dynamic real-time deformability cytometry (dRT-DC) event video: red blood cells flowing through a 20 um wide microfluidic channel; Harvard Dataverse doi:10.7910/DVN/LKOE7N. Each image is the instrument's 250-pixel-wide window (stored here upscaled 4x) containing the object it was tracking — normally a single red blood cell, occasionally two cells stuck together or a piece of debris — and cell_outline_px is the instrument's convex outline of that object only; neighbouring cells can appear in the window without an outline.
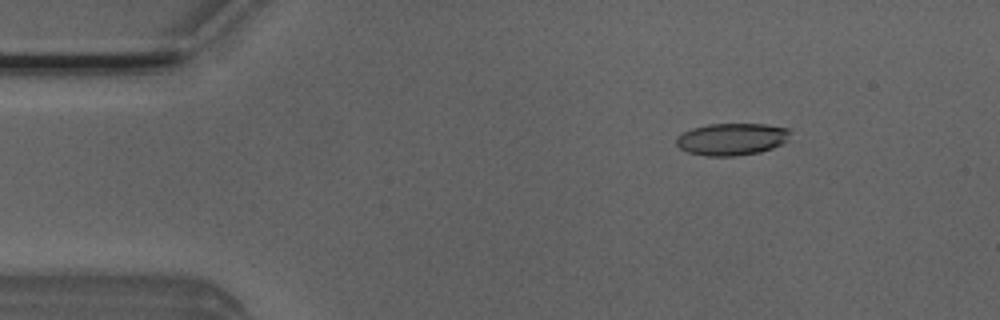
{"species": "Egyptian fruit bat (a non-hibernating species)", "species_latin": "Rousettus aegyptiacus", "temperature_condition": "room temperature", "stored_images_in_passage": 4, "camera_frame_rate_fps": 3000, "um_per_image_px": 0.085, "animal": {"sex": "male"}, "frame": {"image": 1, "passage_image": 1, "time_ms": 0.0, "image_size_px": [1000, 320], "cell_outline_px": [[792, 132], [788, 140], [772, 148], [760, 152], [732, 156], [708, 156], [688, 152], [680, 148], [676, 144], [676, 136], [692, 128], [708, 124], [764, 124], [788, 128]], "centroid_in_image_um": [62.21, 11.82], "position_along_channel_um": 22.8, "area_um2": 21.33}}